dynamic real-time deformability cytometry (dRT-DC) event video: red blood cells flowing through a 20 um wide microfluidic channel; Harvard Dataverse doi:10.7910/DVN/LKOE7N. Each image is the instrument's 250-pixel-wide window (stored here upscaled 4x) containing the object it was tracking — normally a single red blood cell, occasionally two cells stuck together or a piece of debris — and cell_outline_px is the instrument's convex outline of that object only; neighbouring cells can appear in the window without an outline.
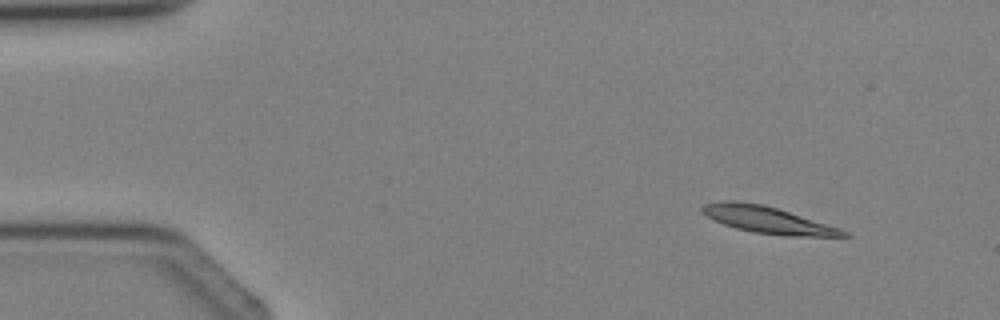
{"species": "Egyptian fruit bat (a non-hibernating species)", "species_latin": "Rousettus aegyptiacus", "temperature_condition": "cold", "stored_images_in_passage": 4, "segment_of_instrument_passage": [1, 2], "camera_frame_rate_fps": 3000, "um_per_image_px": 0.085, "animal": {"sex": "female"}, "frame": {"image": 1, "passage_image": 1, "time_ms": 0.0, "image_size_px": [1000, 320], "cell_outline_px": [[852, 236], [788, 236], [756, 232], [736, 228], [724, 224], [700, 212], [700, 208], [704, 204], [720, 200], [736, 200], [764, 204], [840, 228], [848, 232]], "centroid_in_image_um": [65.22, 18.67], "position_along_channel_um": 19.8, "area_um2": 21.91}}
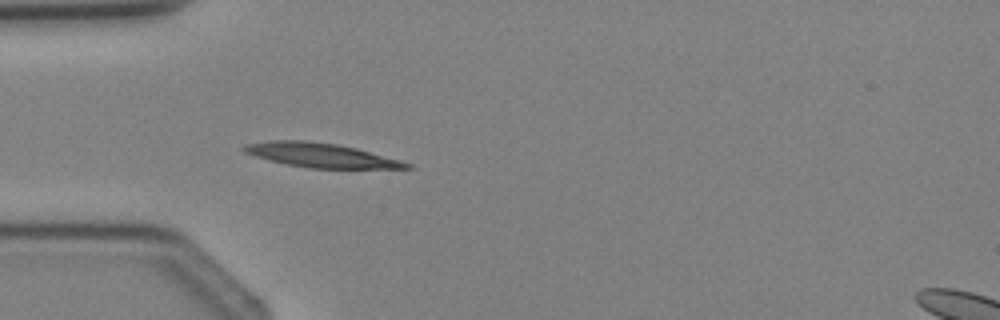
{"frame": {"image": 2, "passage_image": 3, "time_ms": 2.333, "image_size_px": [1000, 320], "cell_outline_px": [[416, 168], [308, 168], [268, 160], [244, 152], [240, 148], [244, 144], [268, 140], [304, 140], [340, 144], [356, 148], [400, 160], [412, 164]], "centroid_in_image_um": [27.24, 13.18], "position_along_channel_um": 57.8, "area_um2": 23.0}}